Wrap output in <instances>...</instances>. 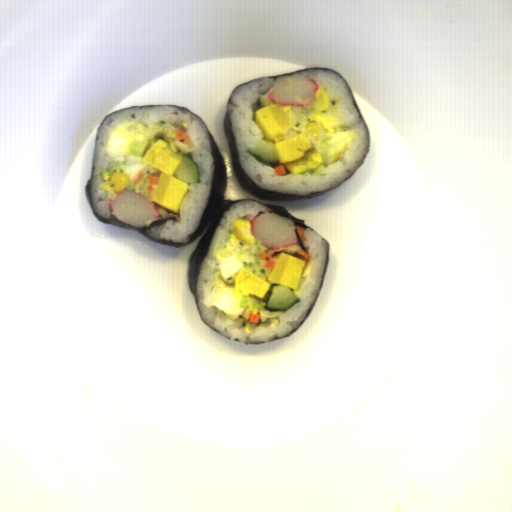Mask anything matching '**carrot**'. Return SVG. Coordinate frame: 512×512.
Segmentation results:
<instances>
[{
    "instance_id": "carrot-1",
    "label": "carrot",
    "mask_w": 512,
    "mask_h": 512,
    "mask_svg": "<svg viewBox=\"0 0 512 512\" xmlns=\"http://www.w3.org/2000/svg\"><path fill=\"white\" fill-rule=\"evenodd\" d=\"M257 256H258V259L260 261L261 260H266L265 263H264V268L272 270L275 267L276 260H275L274 256H272L268 252H263V251L259 252L257 254Z\"/></svg>"
},
{
    "instance_id": "carrot-2",
    "label": "carrot",
    "mask_w": 512,
    "mask_h": 512,
    "mask_svg": "<svg viewBox=\"0 0 512 512\" xmlns=\"http://www.w3.org/2000/svg\"><path fill=\"white\" fill-rule=\"evenodd\" d=\"M175 140L185 143L189 148H193L190 137L180 129L175 133Z\"/></svg>"
},
{
    "instance_id": "carrot-4",
    "label": "carrot",
    "mask_w": 512,
    "mask_h": 512,
    "mask_svg": "<svg viewBox=\"0 0 512 512\" xmlns=\"http://www.w3.org/2000/svg\"><path fill=\"white\" fill-rule=\"evenodd\" d=\"M293 256L300 258L305 261L306 266L308 265L310 261V254L304 249H298L296 252H294Z\"/></svg>"
},
{
    "instance_id": "carrot-8",
    "label": "carrot",
    "mask_w": 512,
    "mask_h": 512,
    "mask_svg": "<svg viewBox=\"0 0 512 512\" xmlns=\"http://www.w3.org/2000/svg\"><path fill=\"white\" fill-rule=\"evenodd\" d=\"M259 321H260V315H256L251 312L248 322L256 324V323H259Z\"/></svg>"
},
{
    "instance_id": "carrot-7",
    "label": "carrot",
    "mask_w": 512,
    "mask_h": 512,
    "mask_svg": "<svg viewBox=\"0 0 512 512\" xmlns=\"http://www.w3.org/2000/svg\"><path fill=\"white\" fill-rule=\"evenodd\" d=\"M144 175L145 174L143 173L142 170L138 171V173H137V175H136L132 185L136 186L143 179Z\"/></svg>"
},
{
    "instance_id": "carrot-3",
    "label": "carrot",
    "mask_w": 512,
    "mask_h": 512,
    "mask_svg": "<svg viewBox=\"0 0 512 512\" xmlns=\"http://www.w3.org/2000/svg\"><path fill=\"white\" fill-rule=\"evenodd\" d=\"M159 182V176H155V175H149L147 176V196H150L152 190H153V185H157Z\"/></svg>"
},
{
    "instance_id": "carrot-5",
    "label": "carrot",
    "mask_w": 512,
    "mask_h": 512,
    "mask_svg": "<svg viewBox=\"0 0 512 512\" xmlns=\"http://www.w3.org/2000/svg\"><path fill=\"white\" fill-rule=\"evenodd\" d=\"M273 169L275 174H277L278 176H282L284 174L289 173V170L287 169L285 163L275 164L273 165Z\"/></svg>"
},
{
    "instance_id": "carrot-6",
    "label": "carrot",
    "mask_w": 512,
    "mask_h": 512,
    "mask_svg": "<svg viewBox=\"0 0 512 512\" xmlns=\"http://www.w3.org/2000/svg\"><path fill=\"white\" fill-rule=\"evenodd\" d=\"M296 230H297V232H298L299 239H300L302 242H306L307 238L304 236L305 228L300 227V226H298V225H297Z\"/></svg>"
}]
</instances>
